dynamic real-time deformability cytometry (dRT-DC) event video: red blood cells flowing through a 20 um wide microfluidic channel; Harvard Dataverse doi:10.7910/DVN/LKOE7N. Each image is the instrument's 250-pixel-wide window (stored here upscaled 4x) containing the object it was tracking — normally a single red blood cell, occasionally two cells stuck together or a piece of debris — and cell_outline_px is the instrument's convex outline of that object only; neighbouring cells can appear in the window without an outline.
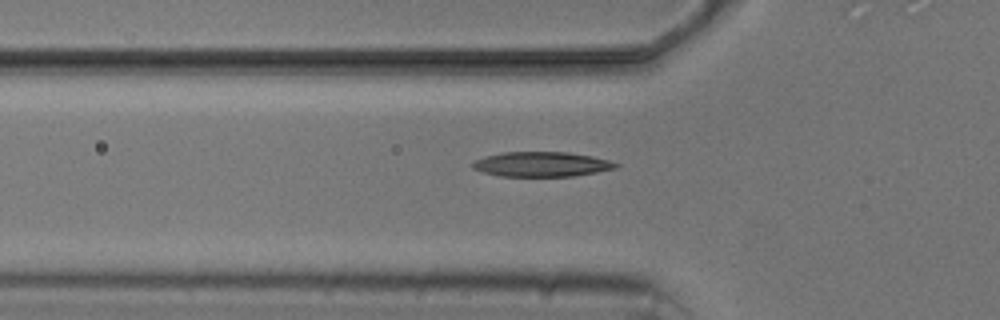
{"species": "common noctule bat (a hibernating species)", "species_latin": "Nyctalus noctula", "temperature_condition": "cold", "stored_images_in_passage": 4, "segment_of_instrument_passage": [2, 2], "camera_frame_rate_fps": 3000, "um_per_image_px": 0.085, "animal": {"sex": "male", "body_mass_g": 20.5, "forearm_length_mm": 52.5}, "frame": {"image": 1, "passage_image": 4, "time_ms": 4.333, "image_size_px": [1000, 320], "cell_outline_px": [[620, 164], [616, 168], [596, 172], [572, 176], [500, 176], [484, 172], [472, 168], [472, 164], [476, 160], [484, 156], [504, 152], [568, 152], [592, 156], [608, 160]], "centroid_in_image_um": [46.04, 13.95], "position_along_channel_um": 79.8, "area_um2": 20.58}}